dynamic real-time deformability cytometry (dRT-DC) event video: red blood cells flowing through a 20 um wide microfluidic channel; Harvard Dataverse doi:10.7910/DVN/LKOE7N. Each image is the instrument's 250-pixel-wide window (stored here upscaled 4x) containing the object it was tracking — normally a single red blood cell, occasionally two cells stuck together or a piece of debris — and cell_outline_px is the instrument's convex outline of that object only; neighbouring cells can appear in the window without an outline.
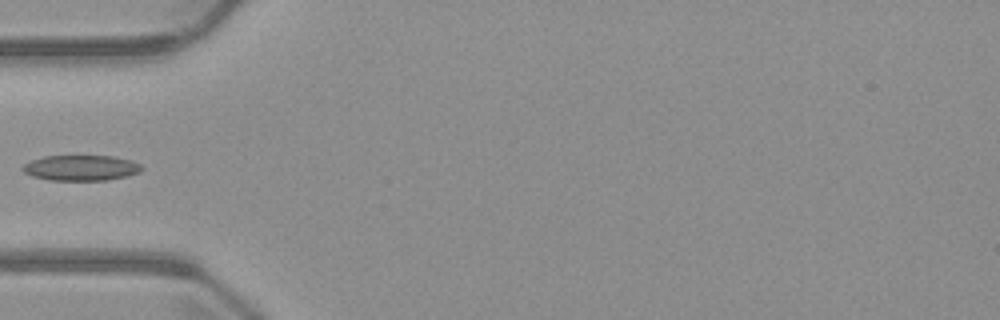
{"species": "common noctule bat (a hibernating species)", "species_latin": "Nyctalus noctula", "temperature_condition": "warm", "stored_images_in_passage": 6, "camera_frame_rate_fps": 3000, "um_per_image_px": 0.085, "animal": {"sex": "male", "body_mass_g": 23.1, "forearm_length_mm": 52.7}, "frame": {"image": 1, "passage_image": 5, "time_ms": 4.667, "image_size_px": [1000, 320], "cell_outline_px": [[144, 168], [140, 172], [128, 176], [108, 180], [48, 180], [32, 176], [24, 172], [20, 168], [24, 164], [32, 160], [44, 156], [112, 156], [132, 160], [140, 164]], "centroid_in_image_um": [6.9, 14.27], "position_along_channel_um": 78.1, "area_um2": 17.8}}
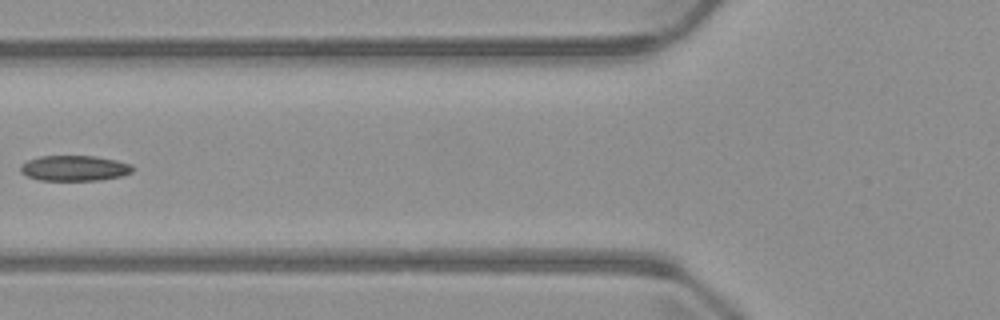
{"frame": {"image": 2, "passage_image": 6, "time_ms": 5.667, "image_size_px": [1000, 320], "cell_outline_px": [[136, 168], [132, 172], [120, 176], [100, 180], [40, 180], [28, 176], [20, 172], [20, 164], [28, 160], [40, 156], [96, 156], [116, 160], [132, 164]], "centroid_in_image_um": [6.35, 14.29], "position_along_channel_um": 119.5, "area_um2": 16.7}}